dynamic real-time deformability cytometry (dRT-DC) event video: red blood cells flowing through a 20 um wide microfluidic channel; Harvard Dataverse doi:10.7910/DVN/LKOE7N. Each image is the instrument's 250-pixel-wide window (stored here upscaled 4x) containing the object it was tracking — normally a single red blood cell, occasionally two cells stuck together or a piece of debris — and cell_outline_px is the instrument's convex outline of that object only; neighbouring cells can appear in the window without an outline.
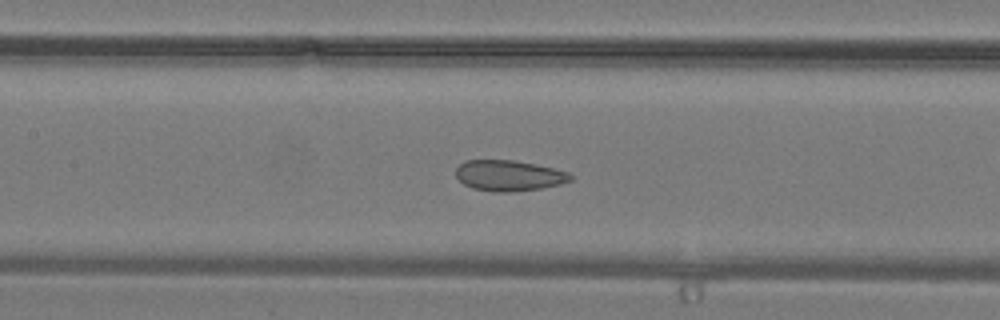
{"species": "common noctule bat (a hibernating species)", "species_latin": "Nyctalus noctula", "temperature_condition": "warm", "stored_images_in_passage": 34, "camera_frame_rate_fps": 3000, "um_per_image_px": 0.085, "animal": {"sex": "male", "body_mass_g": 19.2, "forearm_length_mm": 51.8}, "frame": {"image": 1, "passage_image": 15, "time_ms": 4.667, "image_size_px": [1000, 320], "cell_outline_px": [[572, 180], [560, 184], [540, 188], [508, 192], [492, 192], [472, 188], [464, 184], [456, 176], [456, 168], [464, 160], [512, 160], [536, 164], [568, 172], [572, 176]], "centroid_in_image_um": [43.23, 14.92], "position_along_channel_um": 164.2, "area_um2": 20.46}}